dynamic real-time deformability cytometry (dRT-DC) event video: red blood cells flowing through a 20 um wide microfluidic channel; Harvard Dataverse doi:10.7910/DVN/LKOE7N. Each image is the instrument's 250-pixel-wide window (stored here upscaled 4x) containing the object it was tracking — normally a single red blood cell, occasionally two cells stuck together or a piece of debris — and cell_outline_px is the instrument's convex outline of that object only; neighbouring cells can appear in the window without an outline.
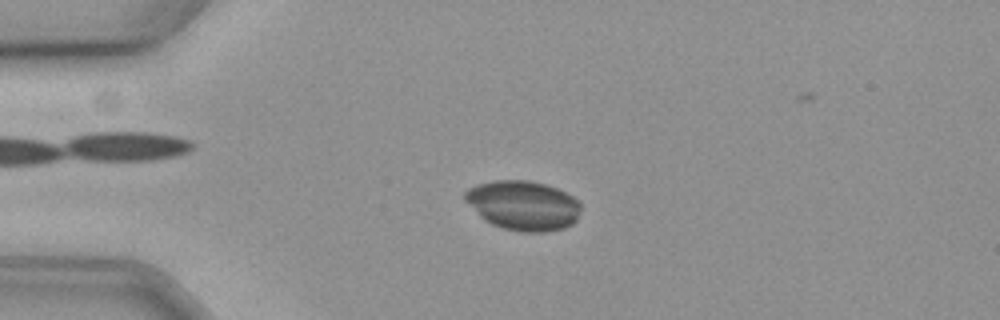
{"species": "common noctule bat (a hibernating species)", "species_latin": "Nyctalus noctula", "temperature_condition": "cold", "stored_images_in_passage": 60, "camera_frame_rate_fps": 3000, "um_per_image_px": 0.085, "animal": {"sex": "female", "body_mass_g": 19.3, "forearm_length_mm": 54.1}, "frame": {"image": 1, "passage_image": 15, "time_ms": 4.667, "image_size_px": [1000, 320], "cell_outline_px": [[580, 208], [576, 220], [572, 224], [564, 228], [544, 232], [520, 232], [504, 228], [492, 224], [484, 220], [464, 200], [464, 192], [468, 188], [480, 184], [496, 180], [528, 180], [544, 184], [556, 188], [572, 196], [580, 204]], "centroid_in_image_um": [44.45, 17.46], "position_along_channel_um": 40.5, "area_um2": 33.29}}
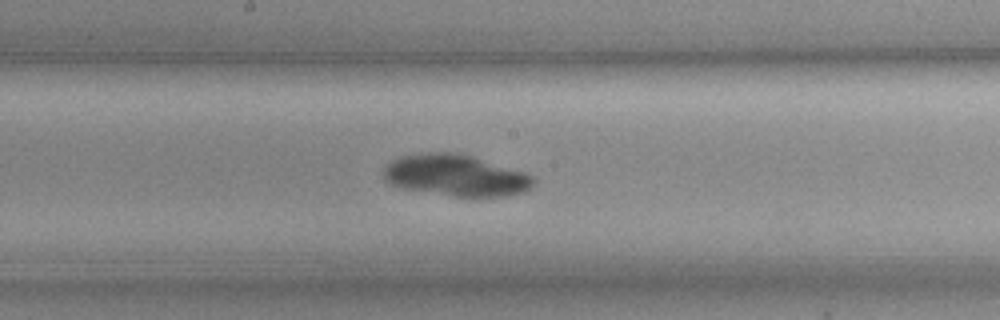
{"frame": {"image": 2, "passage_image": 32, "time_ms": 10.333, "image_size_px": [1000, 320], "cell_outline_px": [[536, 180], [532, 188], [524, 192], [508, 196], [452, 196], [400, 188], [384, 180], [384, 168], [392, 160], [400, 156], [428, 152], [452, 152], [472, 156], [524, 172], [532, 176]], "centroid_in_image_um": [38.74, 14.91], "position_along_channel_um": 209.5, "area_um2": 36.24}}
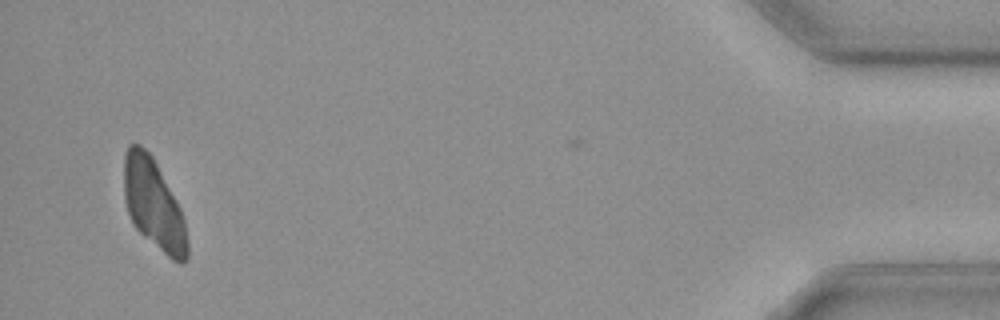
{"frame": {"image": 3, "passage_image": 57, "time_ms": 18.667, "image_size_px": [1000, 320], "cell_outline_px": [[188, 260], [180, 264], [172, 260], [144, 236], [132, 224], [124, 200], [124, 156], [128, 144], [140, 144], [152, 156], [176, 200], [180, 208], [184, 220], [188, 240]], "centroid_in_image_um": [13.06, 17.39], "position_along_channel_um": 422.1, "area_um2": 33.23}}